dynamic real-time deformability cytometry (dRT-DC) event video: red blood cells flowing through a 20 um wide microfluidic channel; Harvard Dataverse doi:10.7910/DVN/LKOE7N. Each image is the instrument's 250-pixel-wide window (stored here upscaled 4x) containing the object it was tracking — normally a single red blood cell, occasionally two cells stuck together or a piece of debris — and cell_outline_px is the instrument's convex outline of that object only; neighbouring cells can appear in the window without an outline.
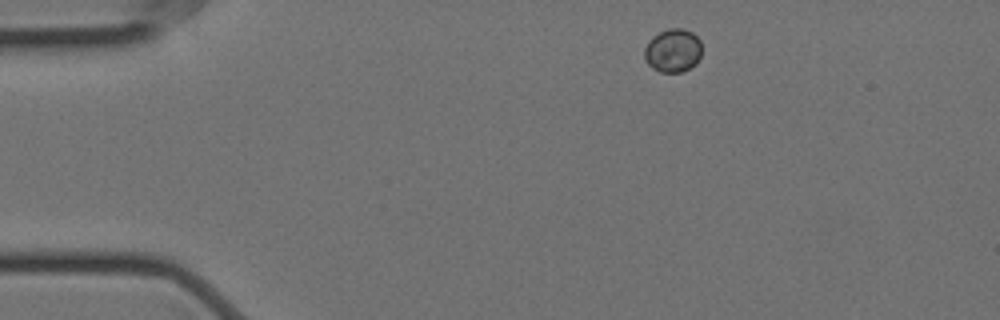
{"species": "Egyptian fruit bat (a non-hibernating species)", "species_latin": "Rousettus aegyptiacus", "temperature_condition": "cold", "stored_images_in_passage": 3, "camera_frame_rate_fps": 3000, "um_per_image_px": 0.085, "animal": {"sex": "female"}, "frame": {"image": 1, "passage_image": 1, "time_ms": 0.0, "image_size_px": [1000, 320], "cell_outline_px": [[700, 56], [696, 64], [680, 72], [660, 72], [652, 68], [644, 60], [644, 48], [648, 40], [652, 36], [668, 28], [684, 28], [692, 32], [700, 40]], "centroid_in_image_um": [57.16, 4.28], "position_along_channel_um": 27.8, "area_um2": 14.62}}